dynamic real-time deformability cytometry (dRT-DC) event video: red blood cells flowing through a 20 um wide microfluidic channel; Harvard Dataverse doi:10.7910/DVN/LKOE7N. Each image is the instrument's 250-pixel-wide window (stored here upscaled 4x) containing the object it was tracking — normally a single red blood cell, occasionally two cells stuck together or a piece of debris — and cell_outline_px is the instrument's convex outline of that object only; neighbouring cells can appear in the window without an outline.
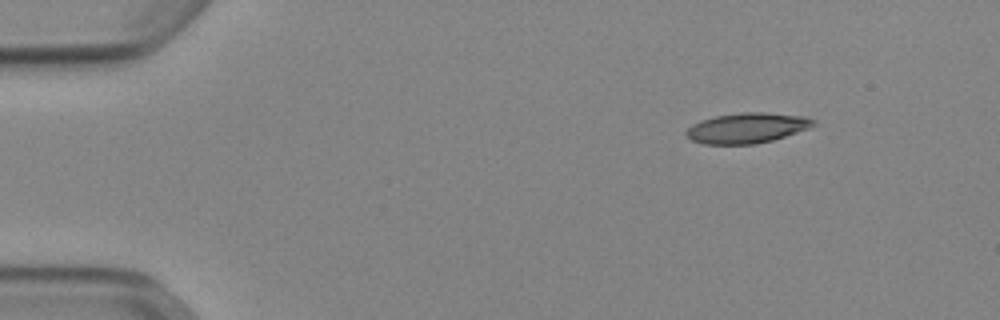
{"species": "Egyptian fruit bat (a non-hibernating species)", "species_latin": "Rousettus aegyptiacus", "temperature_condition": "cold", "stored_images_in_passage": 47, "camera_frame_rate_fps": 3000, "um_per_image_px": 0.085, "animal": {"sex": "female"}, "frame": {"image": 1, "passage_image": 1, "time_ms": 0.0, "image_size_px": [1000, 320], "cell_outline_px": [[816, 124], [808, 128], [772, 140], [756, 144], [704, 144], [692, 140], [684, 136], [684, 132], [692, 124], [700, 120], [716, 116], [740, 112], [764, 112], [804, 116], [816, 120]], "centroid_in_image_um": [63.45, 10.87], "position_along_channel_um": 21.5, "area_um2": 22.48}}
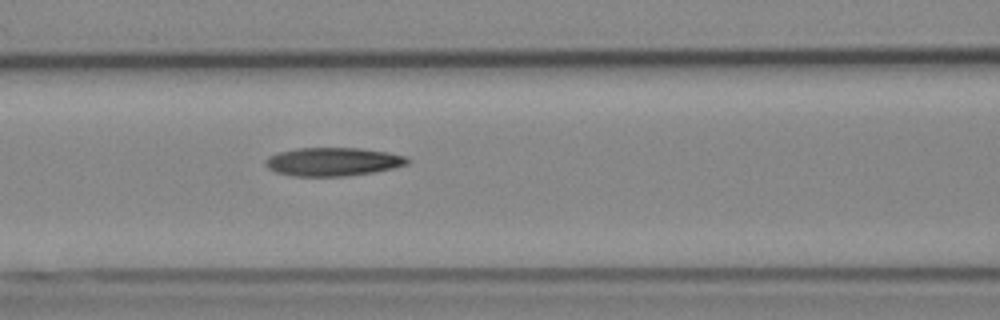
{"frame": {"image": 2, "passage_image": 17, "time_ms": 5.333, "image_size_px": [1000, 320], "cell_outline_px": [[412, 160], [408, 164], [392, 168], [372, 172], [344, 176], [292, 176], [276, 172], [268, 168], [264, 164], [264, 160], [268, 156], [280, 152], [296, 148], [360, 148], [388, 152], [404, 156]], "centroid_in_image_um": [28.28, 13.74], "position_along_channel_um": 138.3, "area_um2": 23.52}}
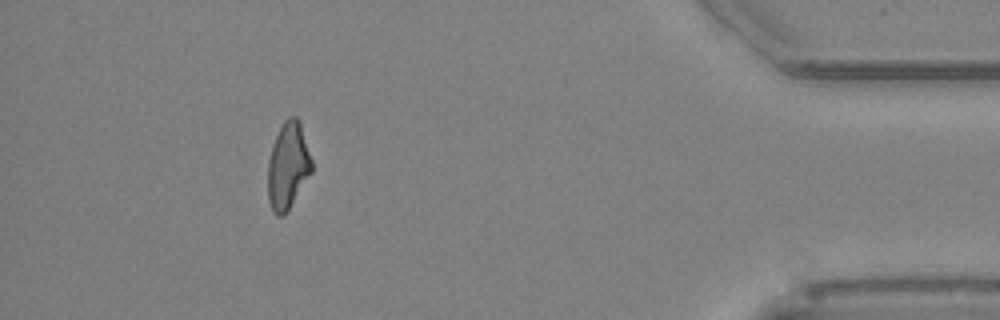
{"frame": {"image": 3, "passage_image": 42, "time_ms": 13.667, "image_size_px": [1000, 320], "cell_outline_px": [[312, 172], [284, 216], [276, 216], [272, 212], [268, 200], [268, 160], [276, 136], [284, 120], [288, 116], [296, 116], [300, 120], [312, 160]], "centroid_in_image_um": [24.48, 14.1], "position_along_channel_um": 410.7, "area_um2": 22.25}, "authors_computed_cell_mechanics": {"area_um2": 22.8888, "velocity_mm_per_s": 3.88, "shape_relaxation_time_tau1_ms": 8.1664, "shape_relaxation_time_tau2_ms": 6.4354, "deformation_change_tau1": 0.2136, "deformation_change_tau2": 0.1813}}